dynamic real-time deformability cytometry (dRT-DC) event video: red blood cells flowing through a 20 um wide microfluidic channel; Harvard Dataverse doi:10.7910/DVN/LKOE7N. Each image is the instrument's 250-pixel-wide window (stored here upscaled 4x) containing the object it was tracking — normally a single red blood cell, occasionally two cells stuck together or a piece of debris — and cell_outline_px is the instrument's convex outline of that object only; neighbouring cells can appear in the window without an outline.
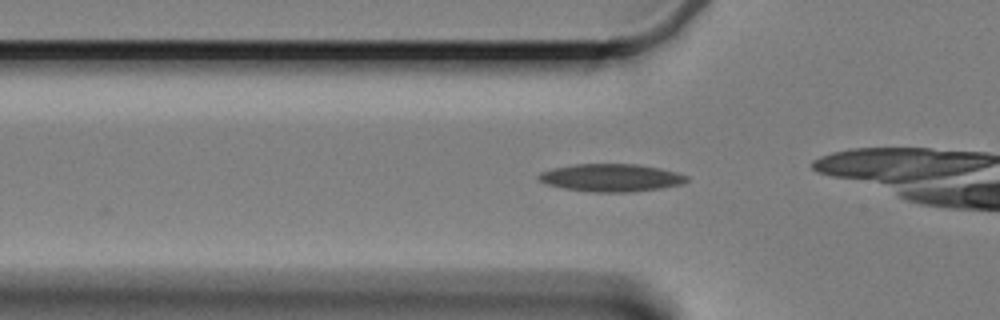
{"species": "Egyptian fruit bat (a non-hibernating species)", "species_latin": "Rousettus aegyptiacus", "temperature_condition": "cold", "stored_images_in_passage": 24, "camera_frame_rate_fps": 3000, "um_per_image_px": 0.085, "animal": {"sex": "female"}, "frame": {"image": 1, "passage_image": 4, "time_ms": 1.0, "image_size_px": [1000, 320], "cell_outline_px": [[688, 180], [684, 184], [660, 188], [632, 192], [592, 192], [564, 188], [548, 184], [540, 180], [536, 176], [540, 172], [552, 168], [576, 164], [636, 164], [660, 168], [676, 172], [688, 176]], "centroid_in_image_um": [51.96, 15.1], "position_along_channel_um": 73.8, "area_um2": 23.87}}
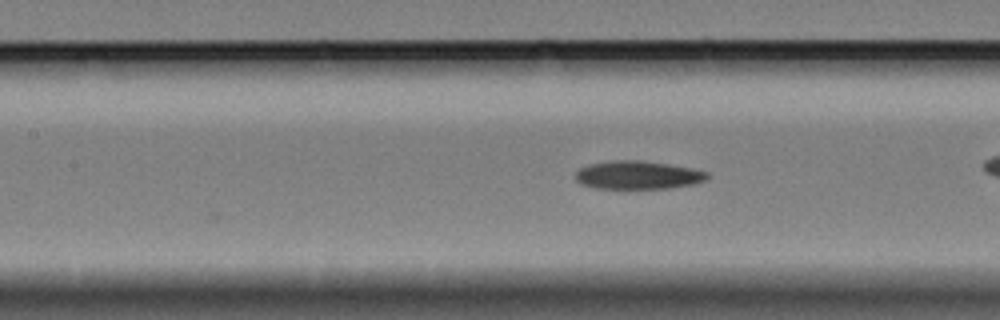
{"frame": {"image": 2, "passage_image": 11, "time_ms": 3.333, "image_size_px": [1000, 320], "cell_outline_px": [[708, 180], [696, 184], [668, 188], [596, 188], [580, 184], [576, 180], [576, 172], [580, 168], [588, 164], [612, 160], [640, 160], [668, 164], [692, 168], [708, 172]], "centroid_in_image_um": [54.23, 14.88], "position_along_channel_um": 153.2, "area_um2": 21.79}}
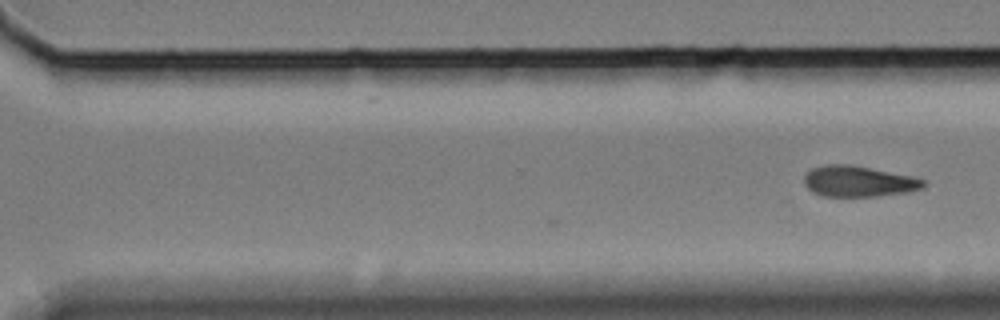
{"frame": {"image": 3, "passage_image": 24, "time_ms": 7.667, "image_size_px": [1000, 320], "cell_outline_px": [[928, 184], [924, 188], [908, 192], [876, 196], [824, 196], [812, 192], [804, 184], [804, 176], [812, 168], [824, 164], [848, 164], [912, 176], [924, 180]], "centroid_in_image_um": [72.98, 15.41], "position_along_channel_um": 297.6, "area_um2": 21.44}}